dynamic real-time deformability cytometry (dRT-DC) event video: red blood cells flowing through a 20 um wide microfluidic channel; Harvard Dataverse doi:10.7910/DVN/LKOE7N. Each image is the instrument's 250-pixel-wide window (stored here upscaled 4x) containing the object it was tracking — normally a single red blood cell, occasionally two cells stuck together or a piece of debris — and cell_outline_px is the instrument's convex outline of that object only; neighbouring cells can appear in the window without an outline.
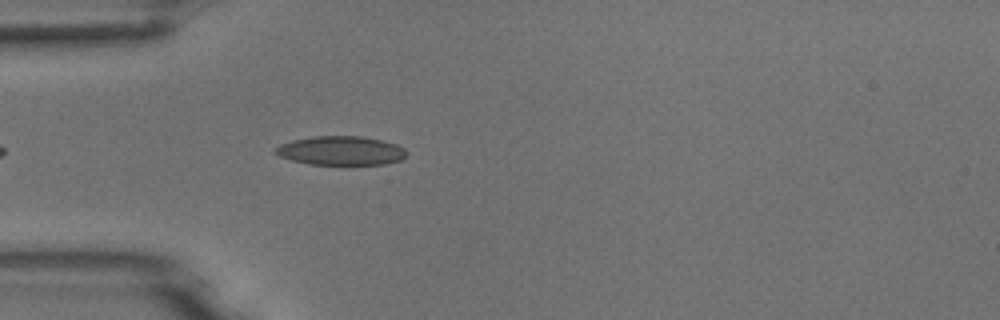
{"species": "common noctule bat (a hibernating species)", "species_latin": "Nyctalus noctula", "temperature_condition": "room temperature", "stored_images_in_passage": 2, "camera_frame_rate_fps": 3000, "um_per_image_px": 0.085, "animal": {"sex": "male", "body_mass_g": 18.8}, "frame": {"image": 1, "passage_image": 2, "time_ms": 2.0, "image_size_px": [1000, 320], "cell_outline_px": [[408, 152], [400, 160], [384, 164], [308, 164], [292, 160], [280, 156], [272, 152], [280, 144], [292, 140], [312, 136], [360, 136], [380, 140], [396, 144], [404, 148]], "centroid_in_image_um": [28.95, 12.8], "position_along_channel_um": 56.1, "area_um2": 22.02}}